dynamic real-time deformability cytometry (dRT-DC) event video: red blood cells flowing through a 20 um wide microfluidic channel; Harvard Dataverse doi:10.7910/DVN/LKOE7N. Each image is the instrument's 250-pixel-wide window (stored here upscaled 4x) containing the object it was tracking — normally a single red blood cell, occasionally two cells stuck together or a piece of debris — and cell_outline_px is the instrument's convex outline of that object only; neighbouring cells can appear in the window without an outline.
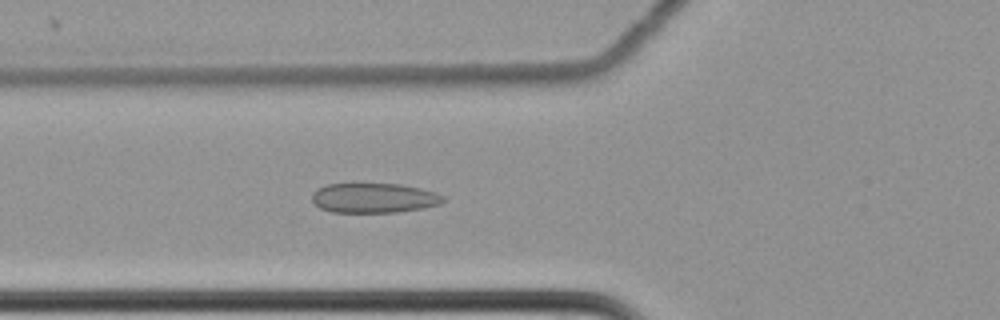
{"species": "common noctule bat (a hibernating species)", "species_latin": "Nyctalus noctula", "temperature_condition": "cold", "stored_images_in_passage": 41, "camera_frame_rate_fps": 3000, "um_per_image_px": 0.085, "animal": {"sex": "female", "body_mass_g": 22.7, "forearm_length_mm": 54.2}, "frame": {"image": 1, "passage_image": 9, "time_ms": 2.667, "image_size_px": [1000, 320], "cell_outline_px": [[444, 200], [440, 204], [424, 208], [396, 212], [332, 212], [320, 208], [312, 200], [312, 192], [316, 188], [328, 184], [400, 184], [420, 188], [436, 192], [444, 196]], "centroid_in_image_um": [31.78, 16.82], "position_along_channel_um": 94.0, "area_um2": 22.77}}
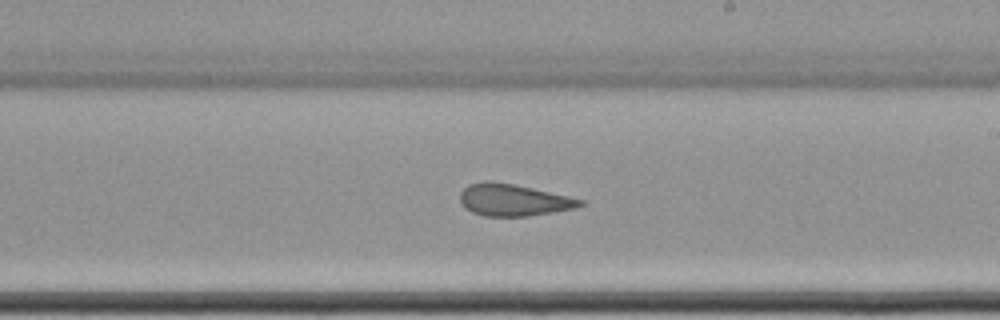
{"frame": {"image": 2, "passage_image": 22, "time_ms": 7.0, "image_size_px": [1000, 320], "cell_outline_px": [[584, 204], [576, 208], [528, 216], [484, 216], [472, 212], [464, 208], [460, 200], [460, 192], [468, 184], [488, 180], [512, 184], [532, 188], [568, 196], [584, 200]], "centroid_in_image_um": [43.61, 17.0], "position_along_channel_um": 245.4, "area_um2": 22.25}}
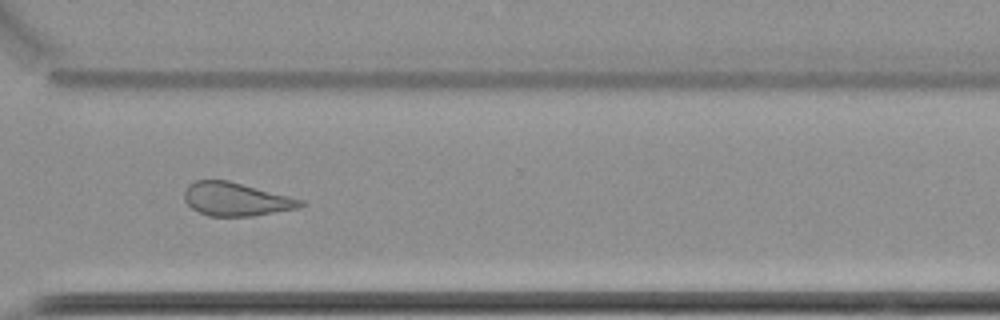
{"frame": {"image": 3, "passage_image": 31, "time_ms": 10.0, "image_size_px": [1000, 320], "cell_outline_px": [[304, 204], [300, 208], [252, 216], [208, 216], [192, 208], [184, 200], [184, 188], [188, 184], [196, 180], [228, 180], [304, 200]], "centroid_in_image_um": [20.04, 16.93], "position_along_channel_um": 350.6, "area_um2": 22.6}, "authors_computed_cell_mechanics": {"area_um2": 22.7732, "velocity_mm_per_s": 3.496, "shape_relaxation_time_tau1_ms": null, "shape_relaxation_time_tau2_ms": 2.379, "deformation_change_tau1": null, "deformation_change_tau2": 0.0864}}